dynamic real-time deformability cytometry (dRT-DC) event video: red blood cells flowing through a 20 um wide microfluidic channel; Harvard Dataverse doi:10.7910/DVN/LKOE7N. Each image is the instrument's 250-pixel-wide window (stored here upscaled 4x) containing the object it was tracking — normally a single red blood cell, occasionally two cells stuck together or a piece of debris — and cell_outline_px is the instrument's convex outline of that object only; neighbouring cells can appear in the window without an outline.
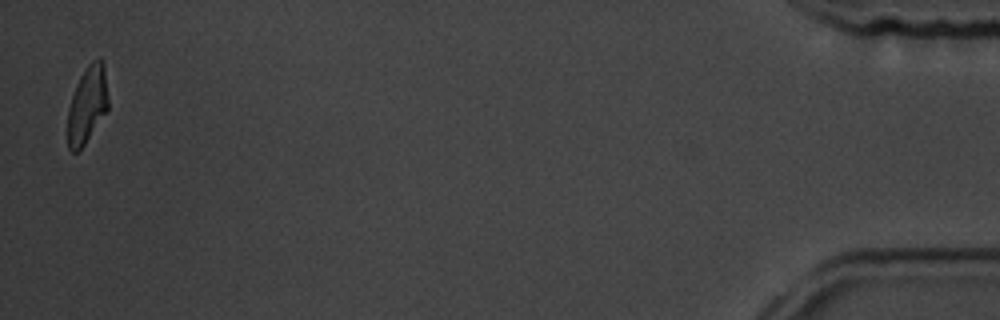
{"species": "common noctule bat (a hibernating species)", "species_latin": "Nyctalus noctula", "temperature_condition": "room temperature", "stored_images_in_passage": 16, "camera_frame_rate_fps": 3000, "um_per_image_px": 0.085, "animal": {"sex": "male", "body_mass_g": 19.5, "forearm_length_mm": 54.6}, "frame": {"image": 1, "passage_image": 16, "time_ms": 19.0, "image_size_px": [1000, 320], "cell_outline_px": [[108, 108], [84, 144], [76, 152], [72, 152], [68, 148], [68, 108], [76, 84], [80, 76], [88, 64], [92, 60], [100, 56], [104, 60], [108, 100]], "centroid_in_image_um": [7.42, 8.83], "position_along_channel_um": 427.8, "area_um2": 18.09}, "authors_computed_cell_mechanics": {"area_um2": 18.8139, "velocity_mm_per_s": 3.5969, "shape_relaxation_time_tau1_ms": 3.1851, "shape_relaxation_time_tau2_ms": 3.4215, "deformation_change_tau1": 0.1159, "deformation_change_tau2": 0.098}}